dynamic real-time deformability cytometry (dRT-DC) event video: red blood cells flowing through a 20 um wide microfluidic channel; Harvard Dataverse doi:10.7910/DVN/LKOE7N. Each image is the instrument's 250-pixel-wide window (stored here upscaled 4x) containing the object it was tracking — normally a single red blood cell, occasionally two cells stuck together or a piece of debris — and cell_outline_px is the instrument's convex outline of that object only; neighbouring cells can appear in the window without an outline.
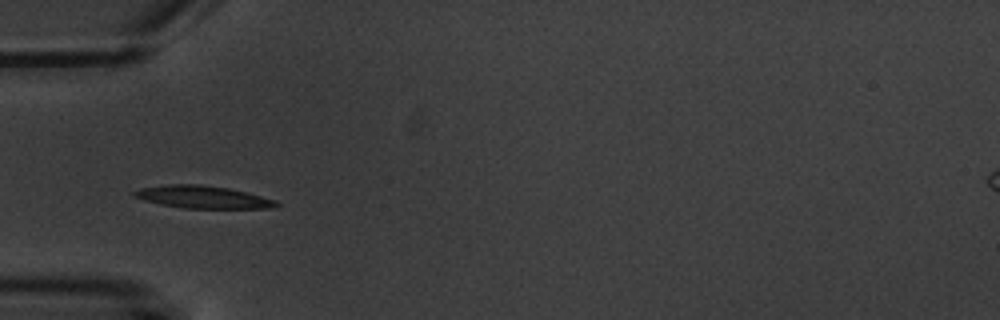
{"species": "common noctule bat (a hibernating species)", "species_latin": "Nyctalus noctula", "temperature_condition": "warm", "stored_images_in_passage": 10, "camera_frame_rate_fps": 3000, "um_per_image_px": 0.085, "animal": {"sex": "male", "body_mass_g": 20.1, "forearm_length_mm": 53.5}, "frame": {"image": 1, "passage_image": 5, "time_ms": 4.667, "image_size_px": [1000, 320], "cell_outline_px": [[280, 204], [276, 208], [184, 208], [160, 204], [144, 200], [132, 196], [132, 192], [140, 188], [168, 184], [200, 184], [228, 188], [276, 200]], "centroid_in_image_um": [17.21, 16.75], "position_along_channel_um": 67.8, "area_um2": 18.55}}
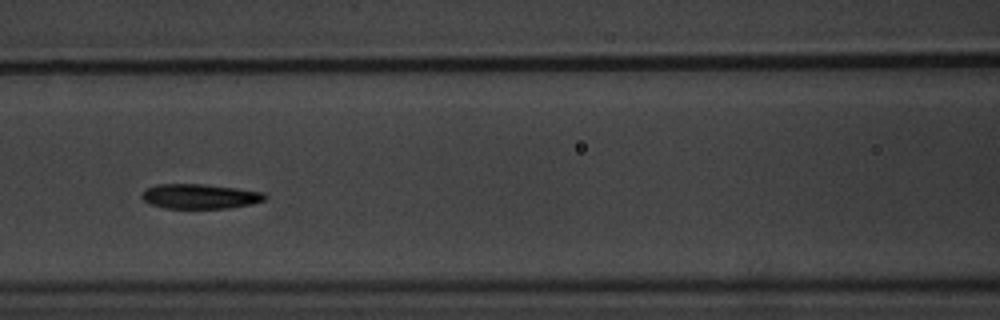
{"frame": {"image": 2, "passage_image": 7, "time_ms": 7.0, "image_size_px": [1000, 320], "cell_outline_px": [[268, 196], [264, 200], [252, 204], [228, 208], [164, 208], [148, 204], [140, 196], [148, 188], [156, 184], [204, 184], [236, 188], [264, 192]], "centroid_in_image_um": [17.0, 16.69], "position_along_channel_um": 149.6, "area_um2": 17.8}}
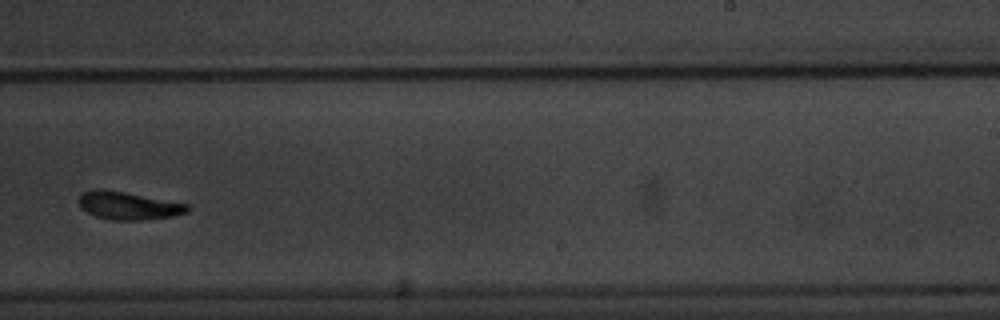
{"frame": {"image": 3, "passage_image": 10, "time_ms": 10.667, "image_size_px": [1000, 320], "cell_outline_px": [[192, 208], [188, 212], [172, 216], [140, 220], [112, 220], [96, 216], [80, 208], [80, 192], [96, 188], [104, 188], [188, 204]], "centroid_in_image_um": [10.9, 17.46], "position_along_channel_um": 278.1, "area_um2": 17.69}}